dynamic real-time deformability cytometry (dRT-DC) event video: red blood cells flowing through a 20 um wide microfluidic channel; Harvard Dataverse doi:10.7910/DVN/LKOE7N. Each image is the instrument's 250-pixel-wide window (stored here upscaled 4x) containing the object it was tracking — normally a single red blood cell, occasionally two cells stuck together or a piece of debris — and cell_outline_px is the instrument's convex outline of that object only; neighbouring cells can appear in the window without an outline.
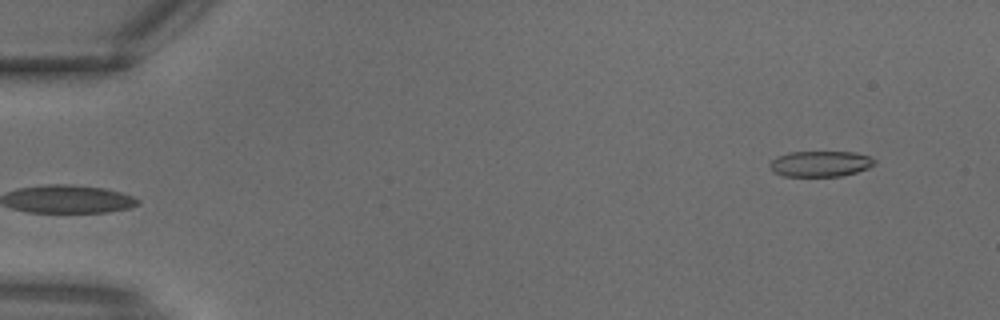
{"species": "common noctule bat (a hibernating species)", "species_latin": "Nyctalus noctula", "temperature_condition": "warm", "stored_images_in_passage": 2, "camera_frame_rate_fps": 3000, "um_per_image_px": 0.085, "animal": {"sex": "male", "body_mass_g": 18.8}, "frame": {"image": 1, "passage_image": 2, "time_ms": 0.333, "image_size_px": [1000, 320], "cell_outline_px": [[876, 164], [868, 168], [856, 172], [840, 176], [784, 176], [772, 172], [768, 168], [768, 164], [776, 156], [788, 152], [852, 152], [868, 156], [876, 160]], "centroid_in_image_um": [69.68, 13.92], "position_along_channel_um": 15.3, "area_um2": 15.84}}